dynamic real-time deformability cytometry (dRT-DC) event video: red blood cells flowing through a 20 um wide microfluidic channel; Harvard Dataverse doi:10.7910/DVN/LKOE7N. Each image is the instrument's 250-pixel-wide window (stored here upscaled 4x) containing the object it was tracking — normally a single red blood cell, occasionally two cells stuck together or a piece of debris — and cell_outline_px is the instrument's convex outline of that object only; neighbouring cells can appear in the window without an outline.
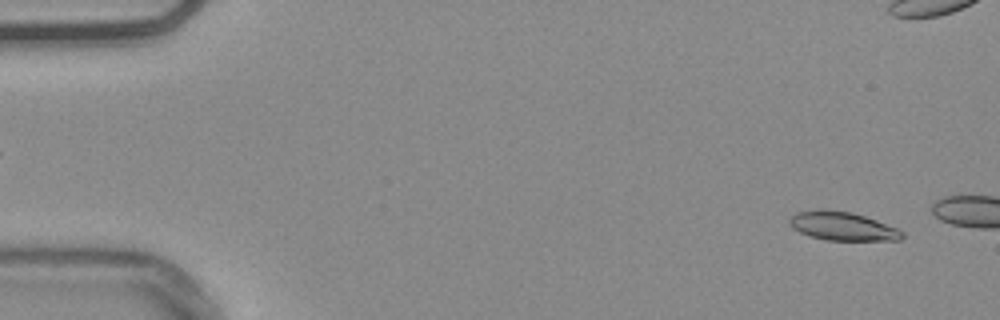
{"species": "common noctule bat (a hibernating species)", "species_latin": "Nyctalus noctula", "temperature_condition": "warm", "stored_images_in_passage": 10, "camera_frame_rate_fps": 3000, "um_per_image_px": 0.085, "animal": {"sex": "male", "body_mass_g": 20.4}, "frame": {"image": 1, "passage_image": 1, "time_ms": 0.0, "image_size_px": [1000, 320], "cell_outline_px": [[904, 236], [900, 240], [828, 240], [808, 236], [792, 228], [788, 224], [788, 220], [796, 212], [852, 212], [876, 220], [896, 228], [904, 232]], "centroid_in_image_um": [71.64, 19.27], "position_along_channel_um": 13.4, "area_um2": 18.09}}